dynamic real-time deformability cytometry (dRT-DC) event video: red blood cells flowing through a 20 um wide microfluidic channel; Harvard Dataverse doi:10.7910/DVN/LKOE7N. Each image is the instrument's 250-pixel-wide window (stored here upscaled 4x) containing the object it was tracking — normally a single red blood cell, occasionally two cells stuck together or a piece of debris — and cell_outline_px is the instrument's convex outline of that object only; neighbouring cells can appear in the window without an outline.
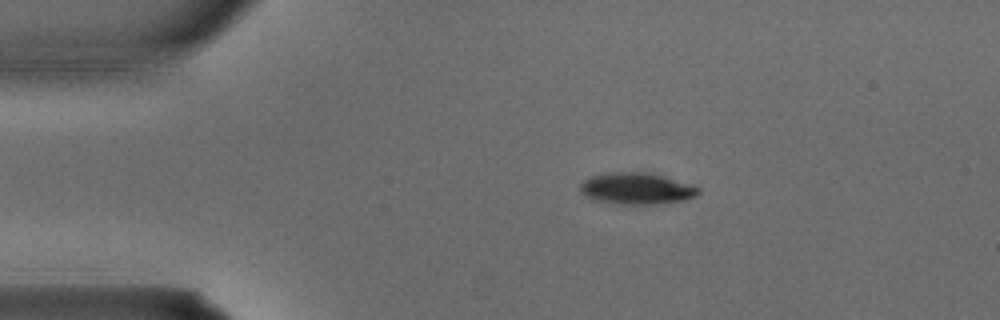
{"species": "common noctule bat (a hibernating species)", "species_latin": "Nyctalus noctula", "temperature_condition": "warm", "stored_images_in_passage": 2, "camera_frame_rate_fps": 3000, "um_per_image_px": 0.085, "animal": {"sex": "male", "body_mass_g": 15.6}, "frame": {"image": 1, "passage_image": 1, "time_ms": 0.0, "image_size_px": [1000, 320], "cell_outline_px": [[700, 192], [696, 196], [684, 200], [656, 204], [620, 204], [592, 200], [584, 196], [580, 192], [580, 184], [584, 180], [592, 176], [608, 172], [644, 172], [664, 176], [692, 184], [700, 188]], "centroid_in_image_um": [54.1, 16.03], "position_along_channel_um": 30.9, "area_um2": 21.91}}